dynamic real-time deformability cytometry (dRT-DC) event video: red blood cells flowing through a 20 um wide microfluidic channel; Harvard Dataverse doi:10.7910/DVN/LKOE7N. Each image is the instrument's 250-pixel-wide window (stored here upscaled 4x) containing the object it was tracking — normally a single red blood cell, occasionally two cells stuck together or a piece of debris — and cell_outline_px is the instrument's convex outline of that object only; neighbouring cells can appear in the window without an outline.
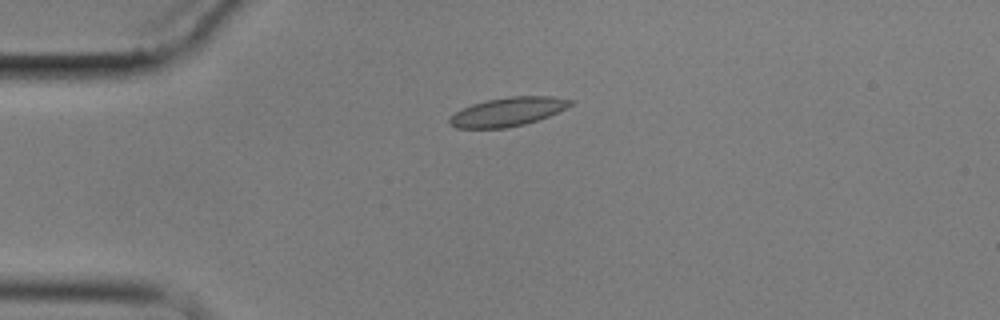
{"species": "common noctule bat (a hibernating species)", "species_latin": "Nyctalus noctula", "temperature_condition": "cold", "stored_images_in_passage": 6, "camera_frame_rate_fps": 3000, "um_per_image_px": 0.085, "animal": {"sex": "male", "body_mass_g": 17.9}, "frame": {"image": 1, "passage_image": 1, "time_ms": 0.0, "image_size_px": [1000, 320], "cell_outline_px": [[576, 100], [572, 104], [548, 116], [524, 124], [508, 128], [456, 128], [448, 124], [448, 120], [456, 112], [472, 104], [488, 100], [508, 96], [552, 96]], "centroid_in_image_um": [43.16, 9.5], "position_along_channel_um": 41.8, "area_um2": 20.11}}
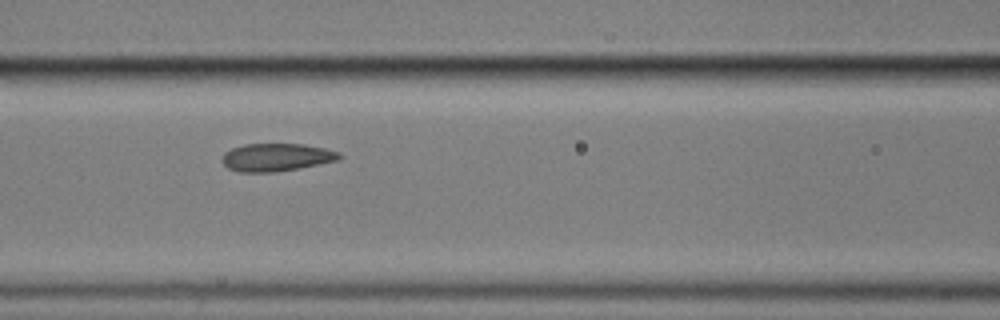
{"frame": {"image": 2, "passage_image": 4, "time_ms": 3.667, "image_size_px": [1000, 320], "cell_outline_px": [[344, 156], [340, 160], [276, 172], [236, 172], [228, 168], [224, 164], [224, 152], [232, 148], [244, 144], [304, 144], [324, 148], [340, 152]], "centroid_in_image_um": [23.53, 13.37], "position_along_channel_um": 143.1, "area_um2": 19.02}}
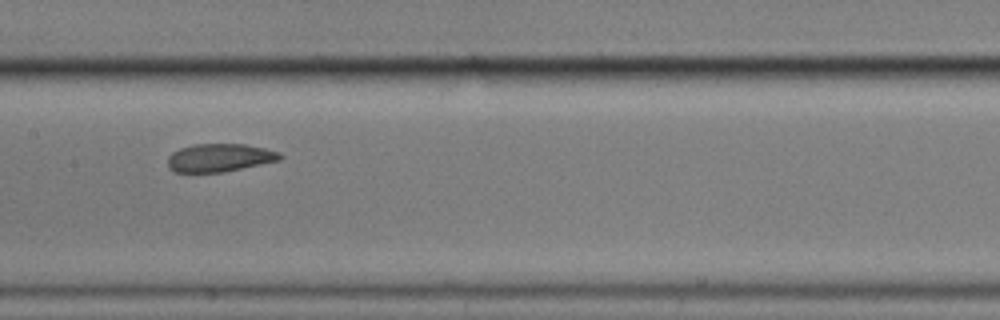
{"frame": {"image": 3, "passage_image": 5, "time_ms": 5.0, "image_size_px": [1000, 320], "cell_outline_px": [[284, 156], [280, 160], [224, 172], [176, 172], [168, 168], [168, 156], [172, 152], [180, 148], [192, 144], [244, 144], [264, 148], [280, 152]], "centroid_in_image_um": [18.66, 13.4], "position_along_channel_um": 188.7, "area_um2": 18.44}}